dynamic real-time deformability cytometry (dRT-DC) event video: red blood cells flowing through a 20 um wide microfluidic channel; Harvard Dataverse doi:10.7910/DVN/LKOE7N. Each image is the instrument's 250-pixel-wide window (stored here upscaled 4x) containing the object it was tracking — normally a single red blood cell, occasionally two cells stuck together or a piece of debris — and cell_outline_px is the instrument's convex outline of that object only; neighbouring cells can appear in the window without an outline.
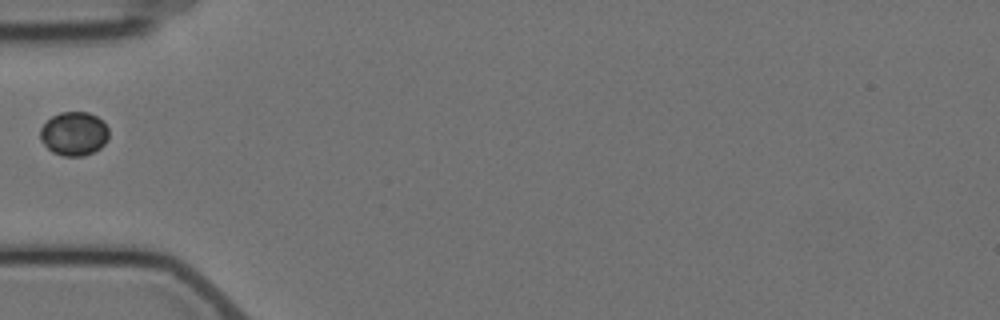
{"species": "Egyptian fruit bat (a non-hibernating species)", "species_latin": "Rousettus aegyptiacus", "temperature_condition": "cold", "stored_images_in_passage": 6, "camera_frame_rate_fps": 3000, "um_per_image_px": 0.085, "animal": {"sex": "female"}, "frame": {"image": 1, "passage_image": 6, "time_ms": 6.0, "image_size_px": [1000, 320], "cell_outline_px": [[108, 140], [100, 148], [84, 156], [64, 156], [52, 152], [40, 140], [40, 128], [52, 116], [60, 112], [88, 112], [96, 116], [108, 128]], "centroid_in_image_um": [6.28, 11.37], "position_along_channel_um": 78.7, "area_um2": 17.46}}